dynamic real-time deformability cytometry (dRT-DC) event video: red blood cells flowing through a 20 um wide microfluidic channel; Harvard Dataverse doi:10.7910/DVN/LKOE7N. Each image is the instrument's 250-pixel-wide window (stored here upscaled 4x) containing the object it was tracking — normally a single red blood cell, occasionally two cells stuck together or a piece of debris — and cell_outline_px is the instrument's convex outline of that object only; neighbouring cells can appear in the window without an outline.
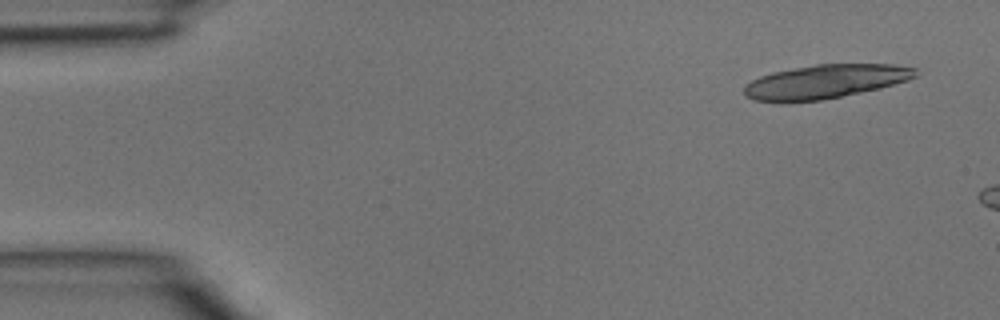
{"species": "common noctule bat (a hibernating species)", "species_latin": "Nyctalus noctula", "temperature_condition": "room temperature", "stored_images_in_passage": 4, "camera_frame_rate_fps": 3000, "um_per_image_px": 0.085, "animal": {"sex": "male", "body_mass_g": 15.6}, "frame": {"image": 1, "passage_image": 1, "time_ms": 0.0, "image_size_px": [1000, 320], "cell_outline_px": [[916, 76], [908, 80], [880, 88], [820, 100], [752, 100], [744, 96], [744, 84], [760, 76], [772, 72], [792, 68], [816, 64], [896, 64], [916, 68]], "centroid_in_image_um": [70.16, 6.9], "position_along_channel_um": 14.8, "area_um2": 33.29}}
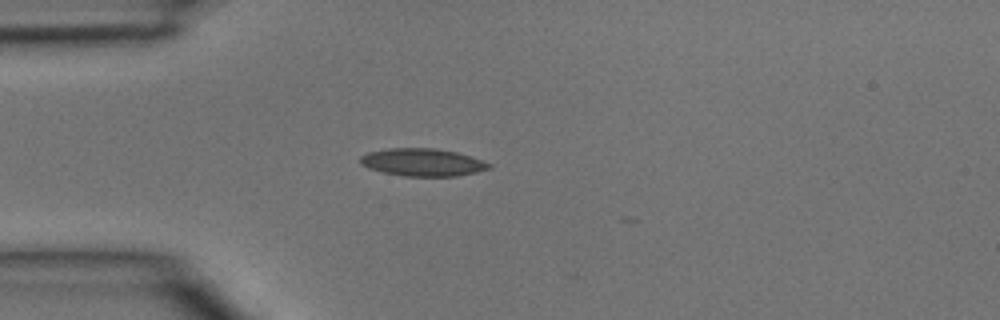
{"frame": {"image": 2, "passage_image": 4, "time_ms": 1.0, "image_size_px": [1000, 320], "cell_outline_px": [[492, 168], [476, 172], [456, 176], [404, 176], [384, 172], [368, 168], [360, 164], [360, 156], [368, 152], [388, 148], [436, 148], [456, 152], [492, 164]], "centroid_in_image_um": [35.9, 13.79], "position_along_channel_um": 49.1, "area_um2": 20.63}}